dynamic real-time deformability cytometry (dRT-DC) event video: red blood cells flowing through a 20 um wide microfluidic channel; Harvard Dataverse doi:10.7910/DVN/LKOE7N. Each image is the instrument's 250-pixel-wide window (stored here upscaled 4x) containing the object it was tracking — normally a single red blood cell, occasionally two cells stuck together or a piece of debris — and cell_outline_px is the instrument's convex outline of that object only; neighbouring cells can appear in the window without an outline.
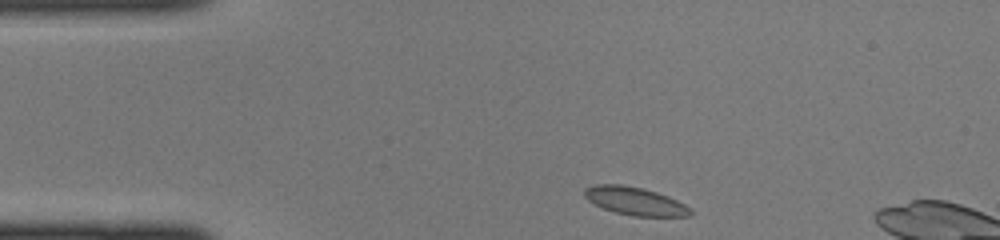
{"species": "common noctule bat (a hibernating species)", "species_latin": "Nyctalus noctula", "temperature_condition": "cold", "stored_images_in_passage": 5, "camera_frame_rate_fps": 3000, "um_per_image_px": 0.085, "animal": {"sex": "female", "body_mass_g": 22.0, "forearm_length_mm": 56.7}, "frame": {"image": 1, "passage_image": 1, "time_ms": 0.0, "image_size_px": [1000, 240], "cell_outline_px": [[692, 212], [688, 216], [632, 216], [616, 212], [604, 208], [588, 200], [584, 196], [584, 188], [596, 184], [620, 184], [644, 188], [668, 196], [692, 208]], "centroid_in_image_um": [53.98, 17.08], "position_along_channel_um": 31.0, "area_um2": 17.22}}